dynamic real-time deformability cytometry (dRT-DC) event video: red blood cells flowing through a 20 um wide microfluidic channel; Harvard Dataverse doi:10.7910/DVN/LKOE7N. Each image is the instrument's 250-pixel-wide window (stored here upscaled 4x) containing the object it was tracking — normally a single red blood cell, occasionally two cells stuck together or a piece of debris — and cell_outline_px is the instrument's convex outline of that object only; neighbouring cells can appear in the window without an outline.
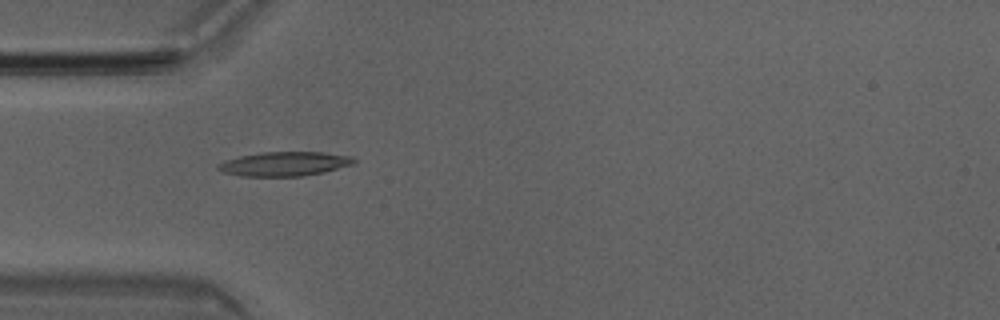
{"species": "Egyptian fruit bat (a non-hibernating species)", "species_latin": "Rousettus aegyptiacus", "temperature_condition": "room temperature", "stored_images_in_passage": 46, "camera_frame_rate_fps": 3000, "um_per_image_px": 0.085, "animal": {"sex": "male"}, "frame": {"image": 1, "passage_image": 11, "time_ms": 3.333, "image_size_px": [1000, 320], "cell_outline_px": [[356, 164], [324, 172], [304, 176], [240, 176], [224, 172], [216, 168], [216, 164], [224, 160], [240, 156], [260, 152], [324, 152], [352, 156], [356, 160]], "centroid_in_image_um": [24.2, 13.92], "position_along_channel_um": 60.8, "area_um2": 19.42}}
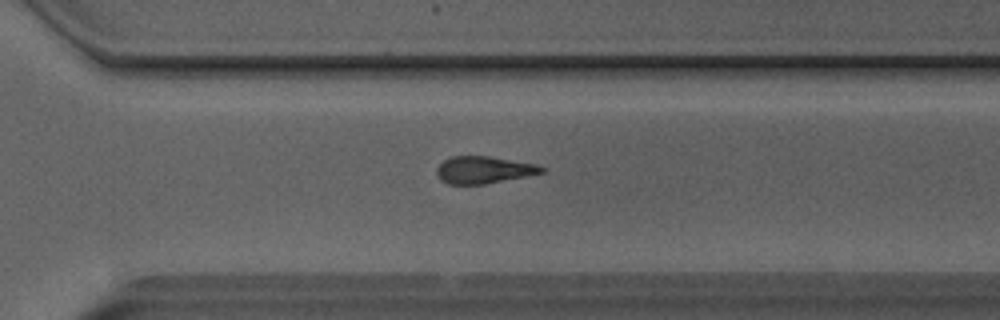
{"frame": {"image": 2, "passage_image": 31, "time_ms": 10.0, "image_size_px": [1000, 320], "cell_outline_px": [[544, 172], [484, 184], [448, 184], [440, 180], [436, 172], [436, 168], [444, 160], [452, 156], [488, 156], [536, 164], [544, 168]], "centroid_in_image_um": [41.06, 14.43], "position_along_channel_um": 329.5, "area_um2": 16.36}}
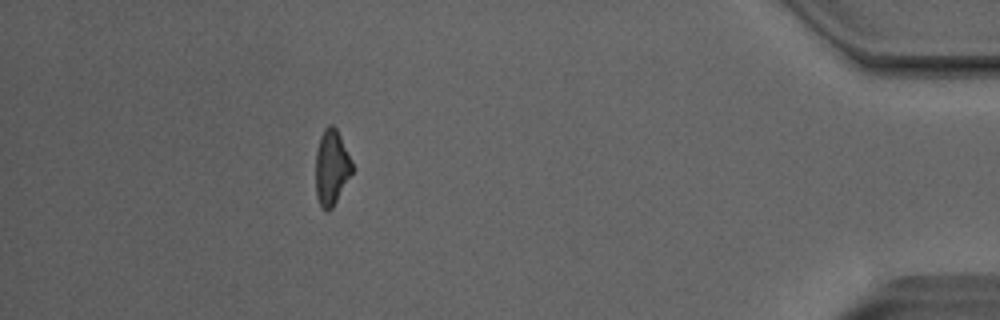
{"frame": {"image": 3, "passage_image": 41, "time_ms": 13.333, "image_size_px": [1000, 320], "cell_outline_px": [[352, 172], [332, 208], [328, 212], [324, 212], [320, 208], [316, 196], [316, 152], [320, 136], [324, 128], [328, 124], [332, 124], [336, 128], [340, 136], [352, 164]], "centroid_in_image_um": [28.14, 14.26], "position_along_channel_um": 407.1, "area_um2": 15.9}, "authors_computed_cell_mechanics": {"area_um2": 17.1666, "velocity_mm_per_s": 4.0534, "shape_relaxation_time_tau1_ms": null, "shape_relaxation_time_tau2_ms": 7.8525, "deformation_change_tau1": null, "deformation_change_tau2": 0.2201}}